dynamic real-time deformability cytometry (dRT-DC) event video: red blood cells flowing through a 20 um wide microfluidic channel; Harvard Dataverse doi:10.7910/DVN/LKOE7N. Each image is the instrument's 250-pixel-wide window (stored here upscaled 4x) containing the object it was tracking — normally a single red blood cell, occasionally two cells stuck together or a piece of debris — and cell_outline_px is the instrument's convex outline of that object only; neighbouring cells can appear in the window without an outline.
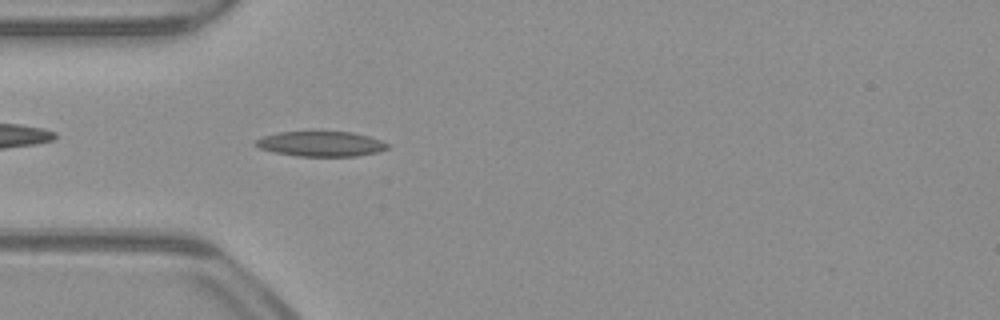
{"species": "common noctule bat (a hibernating species)", "species_latin": "Nyctalus noctula", "temperature_condition": "warm", "stored_images_in_passage": 50, "camera_frame_rate_fps": 3000, "um_per_image_px": 0.085, "animal": {"sex": "male", "body_mass_g": 23.1, "forearm_length_mm": 52.7}, "frame": {"image": 1, "passage_image": 14, "time_ms": 4.333, "image_size_px": [1000, 320], "cell_outline_px": [[388, 148], [376, 152], [356, 156], [296, 156], [272, 152], [260, 148], [252, 144], [256, 140], [264, 136], [276, 132], [312, 128], [320, 128], [352, 132], [368, 136], [380, 140], [388, 144]], "centroid_in_image_um": [27.2, 12.16], "position_along_channel_um": 57.8, "area_um2": 20.4}}
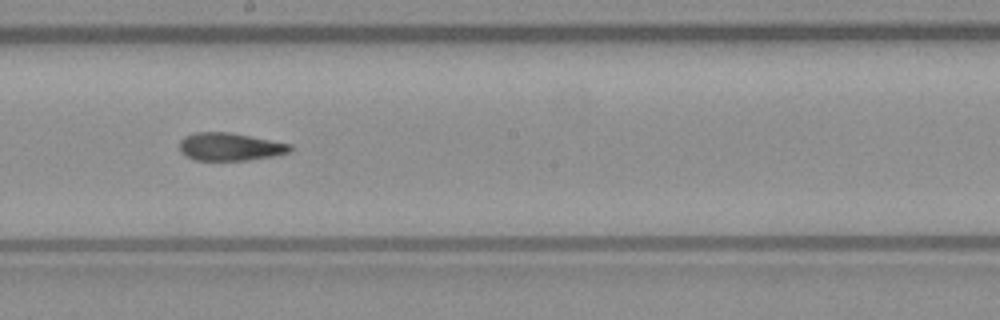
{"frame": {"image": 2, "passage_image": 27, "time_ms": 8.667, "image_size_px": [1000, 320], "cell_outline_px": [[292, 148], [288, 152], [272, 156], [248, 160], [196, 160], [180, 152], [180, 140], [184, 136], [196, 132], [232, 132], [292, 144]], "centroid_in_image_um": [19.54, 12.46], "position_along_channel_um": 228.7, "area_um2": 17.92}}
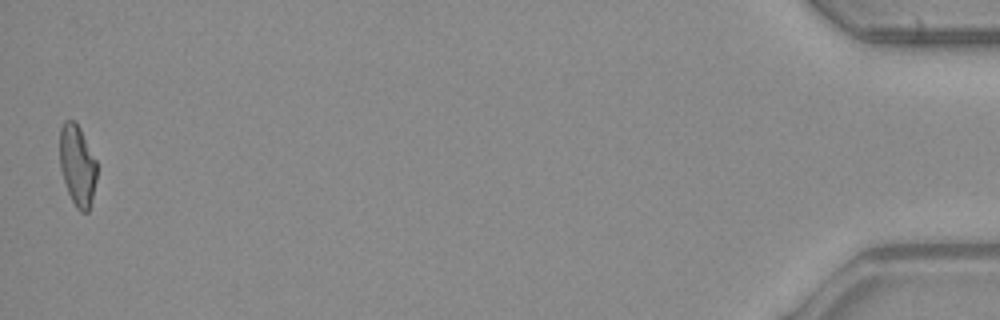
{"frame": {"image": 3, "passage_image": 50, "time_ms": 16.333, "image_size_px": [1000, 320], "cell_outline_px": [[96, 180], [88, 212], [80, 212], [76, 208], [68, 192], [60, 168], [60, 128], [64, 120], [76, 120], [96, 160]], "centroid_in_image_um": [6.56, 14.03], "position_along_channel_um": 428.6, "area_um2": 17.4}, "authors_computed_cell_mechanics": {"area_um2": 18.3226, "velocity_mm_per_s": 3.9825, "shape_relaxation_time_tau1_ms": null, "shape_relaxation_time_tau2_ms": 5.265, "deformation_change_tau1": null, "deformation_change_tau2": 0.1637}}